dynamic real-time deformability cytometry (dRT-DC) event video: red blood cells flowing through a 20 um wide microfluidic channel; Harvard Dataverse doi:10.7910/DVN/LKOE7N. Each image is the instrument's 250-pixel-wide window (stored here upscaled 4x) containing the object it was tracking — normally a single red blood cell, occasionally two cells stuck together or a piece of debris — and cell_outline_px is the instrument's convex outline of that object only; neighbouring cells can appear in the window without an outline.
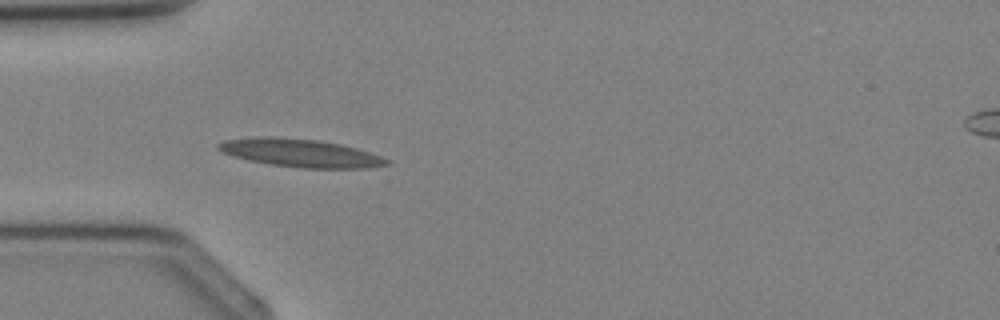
{"species": "Egyptian fruit bat (a non-hibernating species)", "species_latin": "Rousettus aegyptiacus", "temperature_condition": "cold", "stored_images_in_passage": 2, "camera_frame_rate_fps": 3000, "um_per_image_px": 0.085, "animal": {"sex": "female"}, "frame": {"image": 1, "passage_image": 2, "time_ms": 1.333, "image_size_px": [1000, 320], "cell_outline_px": [[392, 164], [368, 168], [300, 168], [272, 164], [248, 160], [232, 156], [216, 148], [216, 144], [224, 140], [256, 136], [276, 136], [320, 140], [340, 144], [356, 148], [380, 156], [388, 160]], "centroid_in_image_um": [25.5, 12.99], "position_along_channel_um": 59.5, "area_um2": 27.63}}